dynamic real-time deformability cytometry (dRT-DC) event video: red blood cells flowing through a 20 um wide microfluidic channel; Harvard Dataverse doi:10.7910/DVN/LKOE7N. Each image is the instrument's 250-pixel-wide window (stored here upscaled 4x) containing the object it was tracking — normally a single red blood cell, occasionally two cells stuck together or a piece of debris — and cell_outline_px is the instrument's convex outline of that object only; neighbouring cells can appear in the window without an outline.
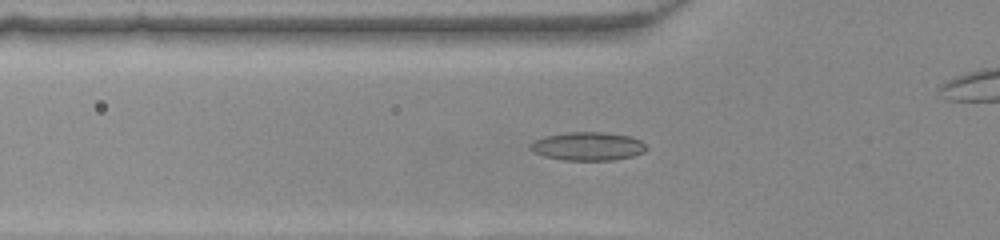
{"species": "common noctule bat (a hibernating species)", "species_latin": "Nyctalus noctula", "temperature_condition": "warm", "stored_images_in_passage": 38, "camera_frame_rate_fps": 3000, "um_per_image_px": 0.085, "animal": {"sex": "female", "body_mass_g": 22.0, "forearm_length_mm": 56.7}, "frame": {"image": 1, "passage_image": 5, "time_ms": 1.333, "image_size_px": [1000, 240], "cell_outline_px": [[648, 148], [644, 152], [632, 156], [612, 160], [564, 160], [544, 156], [532, 152], [528, 148], [528, 144], [544, 136], [568, 132], [604, 132], [632, 136], [640, 140]], "centroid_in_image_um": [49.94, 12.43], "position_along_channel_um": 75.9, "area_um2": 19.36}}
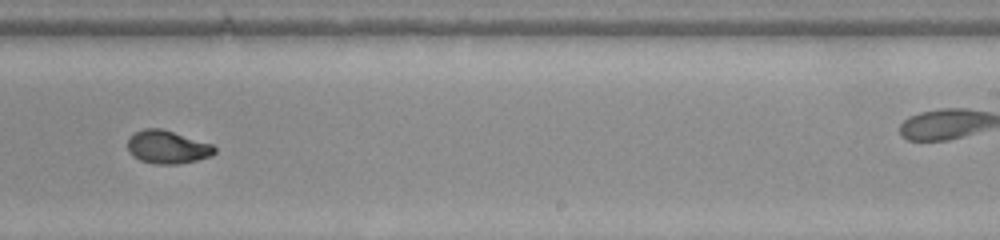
{"frame": {"image": 2, "passage_image": 19, "time_ms": 6.0, "image_size_px": [1000, 240], "cell_outline_px": [[216, 152], [212, 156], [180, 164], [156, 164], [140, 160], [132, 156], [128, 152], [128, 140], [136, 132], [144, 128], [160, 128], [212, 144], [216, 148]], "centroid_in_image_um": [14.23, 12.51], "position_along_channel_um": 274.8, "area_um2": 16.7}}
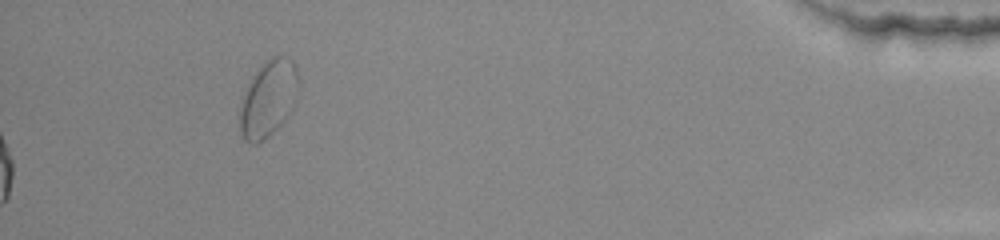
{"frame": {"image": 3, "passage_image": 38, "time_ms": 12.333, "image_size_px": [1000, 240], "cell_outline_px": [[300, 80], [292, 108], [280, 124], [264, 140], [256, 144], [252, 144], [244, 140], [240, 132], [240, 108], [244, 96], [252, 76], [272, 56], [288, 56], [292, 60], [296, 68]], "centroid_in_image_um": [22.82, 8.38], "position_along_channel_um": 412.4, "area_um2": 25.66}}